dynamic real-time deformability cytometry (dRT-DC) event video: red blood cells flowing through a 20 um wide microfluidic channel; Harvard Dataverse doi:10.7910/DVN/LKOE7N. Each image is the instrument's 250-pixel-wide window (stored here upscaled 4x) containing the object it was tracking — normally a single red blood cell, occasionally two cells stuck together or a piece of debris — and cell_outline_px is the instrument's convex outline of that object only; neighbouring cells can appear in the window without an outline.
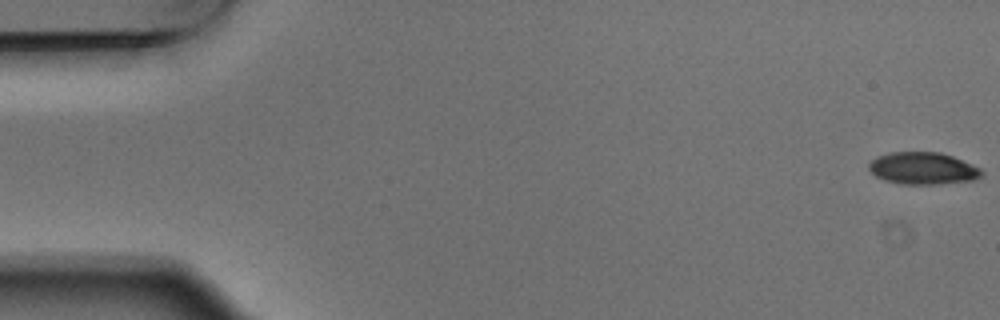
{"species": "Egyptian fruit bat (a non-hibernating species)", "species_latin": "Rousettus aegyptiacus", "temperature_condition": "warm", "stored_images_in_passage": 6, "camera_frame_rate_fps": 3000, "um_per_image_px": 0.085, "animal": {"sex": "male"}, "frame": {"image": 1, "passage_image": 1, "time_ms": 0.0, "image_size_px": [1000, 320], "cell_outline_px": [[984, 176], [972, 180], [936, 184], [904, 184], [884, 180], [876, 176], [868, 168], [868, 164], [876, 156], [888, 152], [940, 152], [952, 156], [972, 164], [980, 168], [984, 172]], "centroid_in_image_um": [78.45, 14.3], "position_along_channel_um": 6.6, "area_um2": 21.15}}
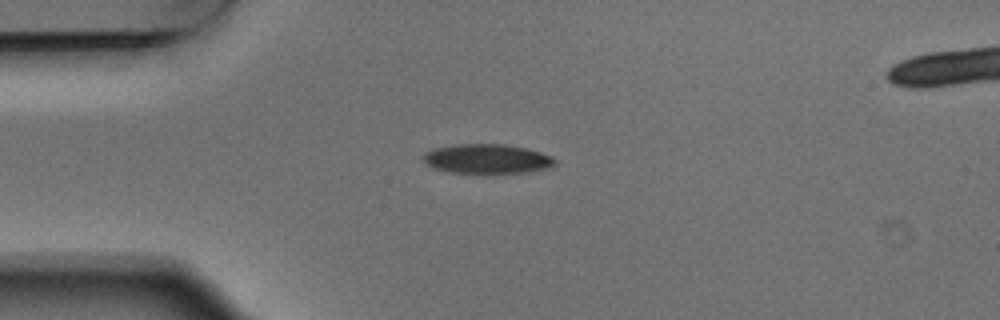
{"frame": {"image": 2, "passage_image": 4, "time_ms": 1.0, "image_size_px": [1000, 320], "cell_outline_px": [[556, 164], [548, 168], [528, 172], [448, 172], [432, 168], [424, 164], [420, 156], [424, 152], [432, 148], [452, 144], [504, 144], [524, 148], [540, 152], [552, 156], [556, 160]], "centroid_in_image_um": [41.31, 13.49], "position_along_channel_um": 43.7, "area_um2": 22.77}}
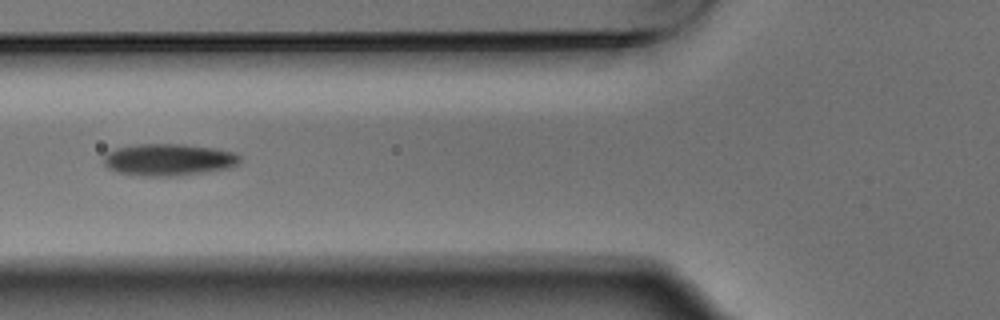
{"frame": {"image": 3, "passage_image": 6, "time_ms": 1.667, "image_size_px": [1000, 320], "cell_outline_px": [[240, 164], [232, 168], [176, 176], [144, 176], [116, 172], [108, 168], [104, 164], [104, 156], [108, 152], [116, 148], [136, 144], [184, 144], [216, 148], [236, 152], [240, 156]], "centroid_in_image_um": [14.38, 13.57], "position_along_channel_um": 111.4, "area_um2": 25.66}}